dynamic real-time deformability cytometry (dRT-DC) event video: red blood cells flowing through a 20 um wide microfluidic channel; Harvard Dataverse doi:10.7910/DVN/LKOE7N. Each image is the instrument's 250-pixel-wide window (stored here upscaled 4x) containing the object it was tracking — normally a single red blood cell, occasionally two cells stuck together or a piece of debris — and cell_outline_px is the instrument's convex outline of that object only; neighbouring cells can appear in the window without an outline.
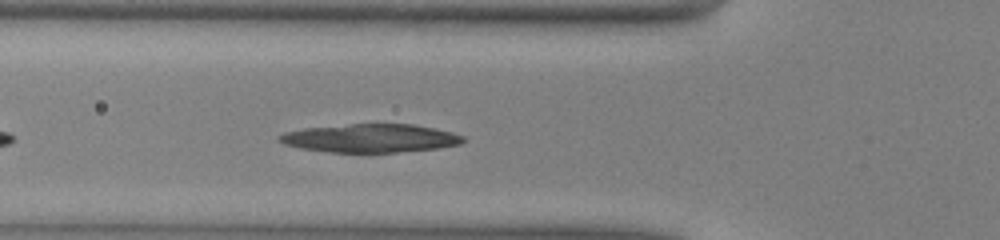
{"species": "common noctule bat (a hibernating species)", "species_latin": "Nyctalus noctula", "temperature_condition": "warm", "stored_images_in_passage": 14, "camera_frame_rate_fps": 3000, "um_per_image_px": 0.085, "animal": {"sex": "male", "body_mass_g": 13.0, "forearm_length_mm": 53.1}, "frame": {"image": 1, "passage_image": 7, "time_ms": 2.0, "image_size_px": [1000, 240], "cell_outline_px": [[464, 140], [460, 144], [436, 148], [396, 152], [328, 152], [300, 148], [284, 144], [276, 140], [276, 136], [284, 132], [304, 128], [352, 124], [412, 124], [452, 132], [464, 136]], "centroid_in_image_um": [31.42, 11.74], "position_along_channel_um": 94.4, "area_um2": 30.29}}